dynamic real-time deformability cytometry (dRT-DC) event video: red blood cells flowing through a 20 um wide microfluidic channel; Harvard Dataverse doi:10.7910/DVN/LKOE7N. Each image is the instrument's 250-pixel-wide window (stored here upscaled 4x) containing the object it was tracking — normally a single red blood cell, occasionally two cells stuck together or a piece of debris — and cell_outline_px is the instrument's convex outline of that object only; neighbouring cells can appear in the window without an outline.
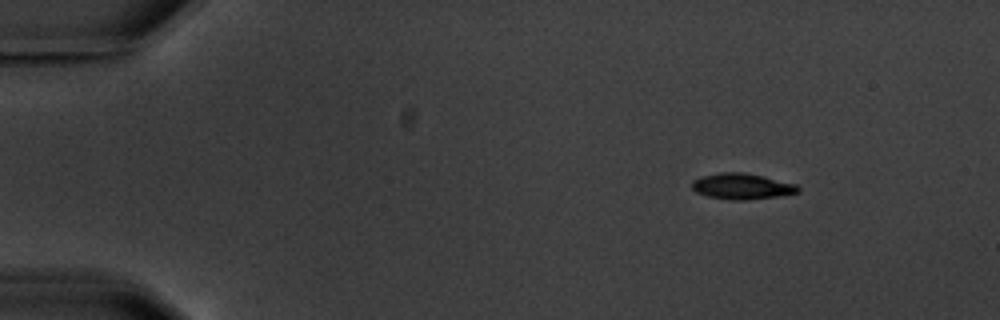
{"species": "common noctule bat (a hibernating species)", "species_latin": "Nyctalus noctula", "temperature_condition": "warm", "stored_images_in_passage": 5, "segment_of_instrument_passage": [1, 2], "camera_frame_rate_fps": 3000, "um_per_image_px": 0.085, "animal": {"sex": "male", "body_mass_g": 20.1, "forearm_length_mm": 53.5}, "frame": {"image": 1, "passage_image": 1, "time_ms": 0.0, "image_size_px": [1000, 320], "cell_outline_px": [[800, 192], [780, 196], [744, 200], [732, 200], [708, 196], [696, 192], [692, 188], [692, 180], [704, 176], [720, 172], [744, 172], [796, 184], [800, 188]], "centroid_in_image_um": [63.07, 15.84], "position_along_channel_um": 21.9, "area_um2": 15.9}}
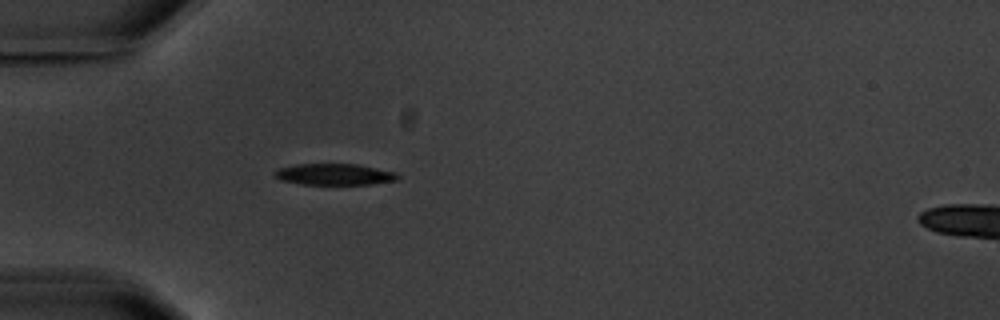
{"frame": {"image": 2, "passage_image": 4, "time_ms": 3.333, "image_size_px": [1000, 320], "cell_outline_px": [[400, 176], [396, 180], [372, 184], [300, 184], [280, 180], [272, 176], [272, 172], [280, 168], [296, 164], [356, 164], [396, 172]], "centroid_in_image_um": [28.38, 14.82], "position_along_channel_um": 56.6, "area_um2": 15.32}}